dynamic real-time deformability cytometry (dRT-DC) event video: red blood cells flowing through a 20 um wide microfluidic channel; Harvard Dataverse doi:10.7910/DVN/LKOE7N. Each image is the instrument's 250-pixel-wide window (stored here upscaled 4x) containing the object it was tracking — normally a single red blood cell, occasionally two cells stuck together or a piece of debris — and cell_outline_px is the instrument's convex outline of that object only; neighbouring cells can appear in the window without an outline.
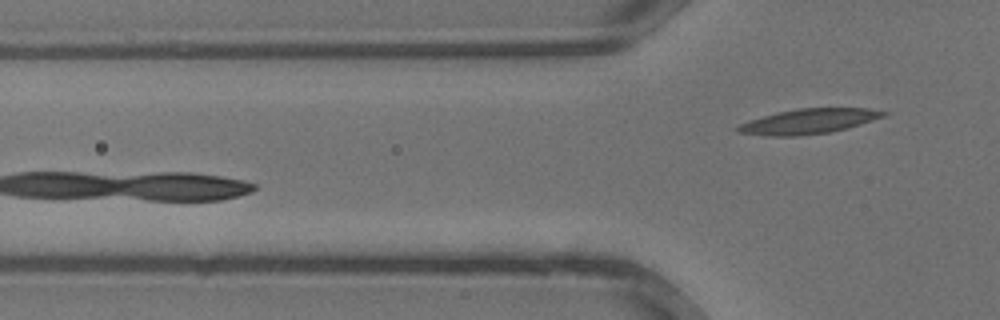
{"species": "common noctule bat (a hibernating species)", "species_latin": "Nyctalus noctula", "temperature_condition": "warm", "stored_images_in_passage": 5, "camera_frame_rate_fps": 3000, "um_per_image_px": 0.085, "animal": {"sex": "male", "body_mass_g": 13.3}, "frame": {"image": 1, "passage_image": 5, "time_ms": 1.333, "image_size_px": [1000, 320], "cell_outline_px": [[888, 112], [884, 116], [848, 128], [828, 132], [796, 136], [768, 136], [740, 132], [732, 128], [748, 120], [776, 112], [796, 108], [868, 108]], "centroid_in_image_um": [68.69, 10.3], "position_along_channel_um": 57.1, "area_um2": 21.15}}